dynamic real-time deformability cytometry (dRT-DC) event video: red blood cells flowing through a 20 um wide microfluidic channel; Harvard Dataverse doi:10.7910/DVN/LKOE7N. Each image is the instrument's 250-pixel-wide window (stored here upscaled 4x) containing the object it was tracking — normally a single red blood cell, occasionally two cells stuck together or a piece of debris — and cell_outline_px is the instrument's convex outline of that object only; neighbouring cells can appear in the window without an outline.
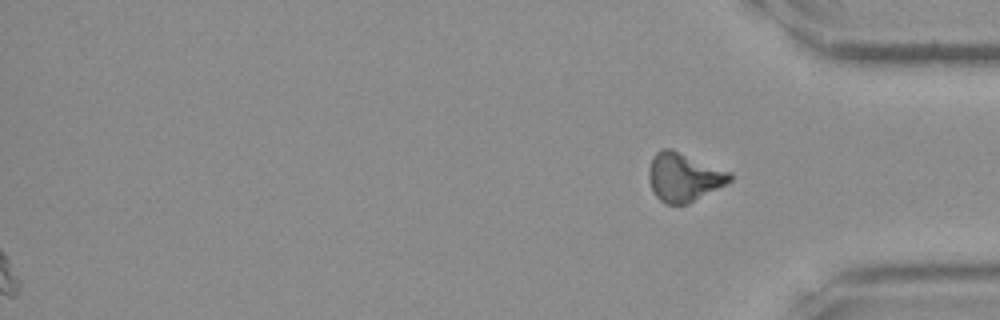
{"species": "Egyptian fruit bat (a non-hibernating species)", "species_latin": "Rousettus aegyptiacus", "temperature_condition": "room temperature", "stored_images_in_passage": 26, "segment_of_instrument_passage": [2, 2], "camera_frame_rate_fps": 3000, "um_per_image_px": 0.085, "frame": {"image": 1, "passage_image": 26, "time_ms": 8.333, "image_size_px": [1000, 320], "cell_outline_px": [[732, 180], [688, 204], [664, 204], [656, 196], [648, 180], [648, 168], [652, 156], [656, 152], [664, 148], [672, 148], [732, 172]], "centroid_in_image_um": [58.1, 15.03], "position_along_channel_um": 377.1, "area_um2": 23.12}}